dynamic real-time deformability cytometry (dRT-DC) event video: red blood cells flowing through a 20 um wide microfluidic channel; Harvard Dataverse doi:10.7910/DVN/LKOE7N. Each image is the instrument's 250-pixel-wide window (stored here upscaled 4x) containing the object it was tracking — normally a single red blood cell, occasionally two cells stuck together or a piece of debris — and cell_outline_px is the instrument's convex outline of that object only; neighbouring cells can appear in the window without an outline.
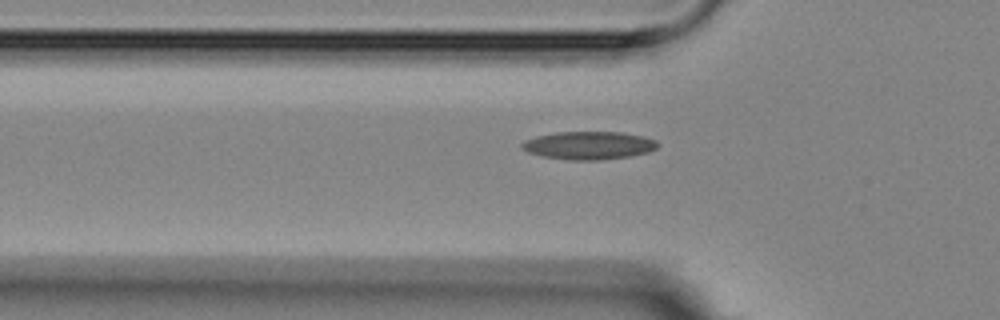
{"species": "Egyptian fruit bat (a non-hibernating species)", "species_latin": "Rousettus aegyptiacus", "temperature_condition": "room temperature", "stored_images_in_passage": 6, "segment_of_instrument_passage": [2, 2], "camera_frame_rate_fps": 3000, "um_per_image_px": 0.085, "animal": {"sex": "female"}, "frame": {"image": 1, "passage_image": 6, "time_ms": 6.0, "image_size_px": [1000, 320], "cell_outline_px": [[660, 144], [656, 148], [648, 152], [628, 156], [600, 160], [572, 160], [544, 156], [528, 152], [520, 148], [520, 144], [524, 140], [536, 136], [556, 132], [620, 132], [644, 136], [656, 140]], "centroid_in_image_um": [50.04, 12.35], "position_along_channel_um": 75.8, "area_um2": 22.14}}